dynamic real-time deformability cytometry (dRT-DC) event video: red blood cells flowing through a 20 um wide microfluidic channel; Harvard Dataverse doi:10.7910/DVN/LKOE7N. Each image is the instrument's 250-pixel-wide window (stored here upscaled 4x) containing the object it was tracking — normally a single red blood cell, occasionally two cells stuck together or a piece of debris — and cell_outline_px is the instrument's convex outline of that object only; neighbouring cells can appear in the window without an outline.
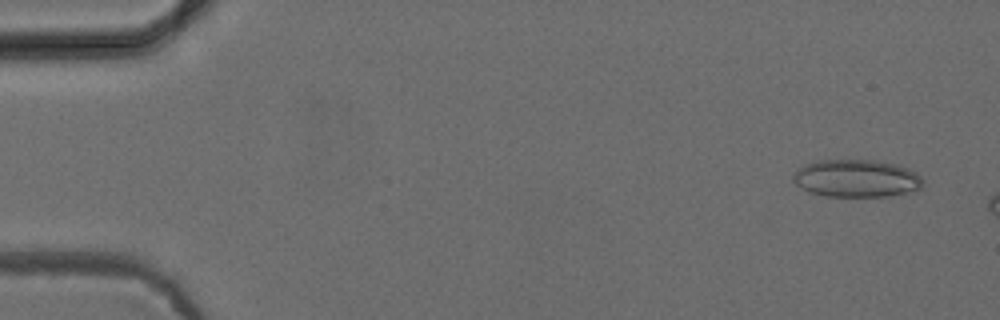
{"species": "common noctule bat (a hibernating species)", "species_latin": "Nyctalus noctula", "temperature_condition": "cold", "stored_images_in_passage": 9, "camera_frame_rate_fps": 3000, "um_per_image_px": 0.085, "animal": {"sex": "female", "body_mass_g": 24.6, "forearm_length_mm": 56.2}, "frame": {"image": 1, "passage_image": 3, "time_ms": 0.667, "image_size_px": [1000, 320], "cell_outline_px": [[924, 188], [916, 192], [888, 196], [824, 196], [808, 192], [800, 188], [792, 180], [792, 176], [804, 164], [816, 160], [872, 160], [896, 164], [908, 168], [916, 172], [924, 180]], "centroid_in_image_um": [72.84, 15.17], "position_along_channel_um": 12.2, "area_um2": 28.9}}